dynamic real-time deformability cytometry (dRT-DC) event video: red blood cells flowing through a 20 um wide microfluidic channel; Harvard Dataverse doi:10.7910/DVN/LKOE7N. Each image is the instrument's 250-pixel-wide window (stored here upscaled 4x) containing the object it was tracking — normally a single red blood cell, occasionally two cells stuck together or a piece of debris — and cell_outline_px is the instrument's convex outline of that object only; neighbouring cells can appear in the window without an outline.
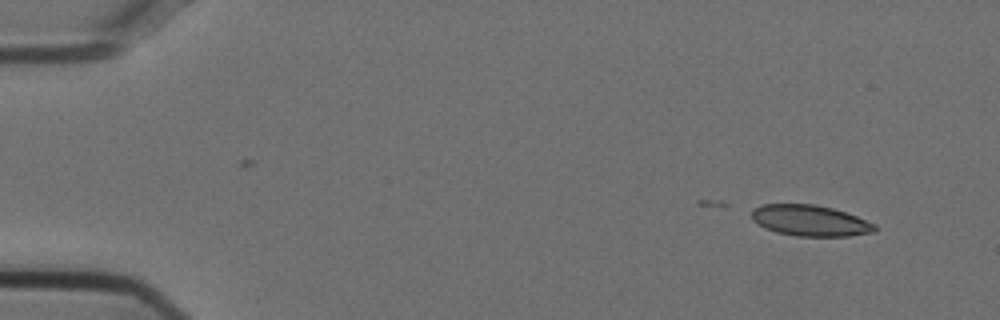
{"species": "Egyptian fruit bat (a non-hibernating species)", "species_latin": "Rousettus aegyptiacus", "temperature_condition": "cold", "stored_images_in_passage": 18, "camera_frame_rate_fps": 3000, "um_per_image_px": 0.085, "animal": {"sex": "female"}, "frame": {"image": 1, "passage_image": 1, "time_ms": 0.0, "image_size_px": [1000, 320], "cell_outline_px": [[876, 232], [848, 236], [796, 236], [776, 232], [764, 228], [752, 220], [752, 208], [764, 204], [816, 204], [832, 208], [856, 216], [876, 224]], "centroid_in_image_um": [68.85, 18.75], "position_along_channel_um": 16.2, "area_um2": 22.31}}
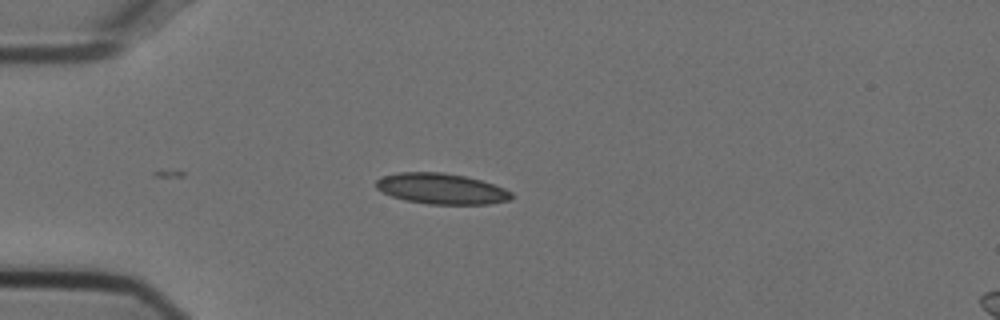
{"frame": {"image": 2, "passage_image": 11, "time_ms": 3.333, "image_size_px": [1000, 320], "cell_outline_px": [[512, 196], [508, 200], [488, 204], [428, 204], [404, 200], [392, 196], [376, 188], [376, 180], [384, 176], [400, 172], [444, 172], [464, 176], [480, 180], [504, 188], [512, 192]], "centroid_in_image_um": [37.5, 16.04], "position_along_channel_um": 47.5, "area_um2": 24.04}}
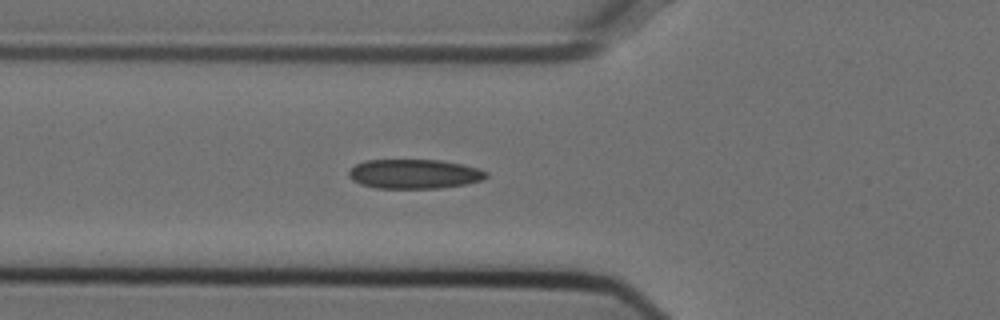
{"frame": {"image": 3, "passage_image": 16, "time_ms": 5.0, "image_size_px": [1000, 320], "cell_outline_px": [[488, 176], [484, 180], [464, 184], [440, 188], [376, 188], [360, 184], [352, 180], [348, 176], [348, 172], [356, 164], [364, 160], [440, 160], [460, 164], [476, 168], [488, 172]], "centroid_in_image_um": [35.2, 14.79], "position_along_channel_um": 90.6, "area_um2": 23.52}}